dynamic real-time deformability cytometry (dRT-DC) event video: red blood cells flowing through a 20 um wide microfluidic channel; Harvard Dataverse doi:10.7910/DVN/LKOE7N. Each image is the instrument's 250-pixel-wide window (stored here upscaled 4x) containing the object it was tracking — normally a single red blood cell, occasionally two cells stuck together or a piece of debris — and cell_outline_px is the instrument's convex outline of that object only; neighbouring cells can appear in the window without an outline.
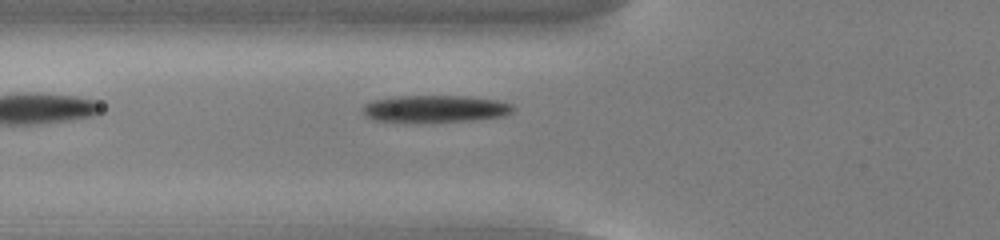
{"species": "common noctule bat (a hibernating species)", "species_latin": "Nyctalus noctula", "temperature_condition": "cold", "stored_images_in_passage": 36, "camera_frame_rate_fps": 3000, "um_per_image_px": 0.085, "animal": {"sex": "male", "body_mass_g": 13.0, "forearm_length_mm": 53.1}, "frame": {"image": 1, "passage_image": 2, "time_ms": 0.333, "image_size_px": [1000, 240], "cell_outline_px": [[516, 108], [512, 112], [504, 116], [472, 120], [372, 120], [364, 112], [364, 104], [376, 100], [400, 96], [468, 96], [496, 100], [512, 104]], "centroid_in_image_um": [37.09, 9.21], "position_along_channel_um": 88.7, "area_um2": 22.77}}
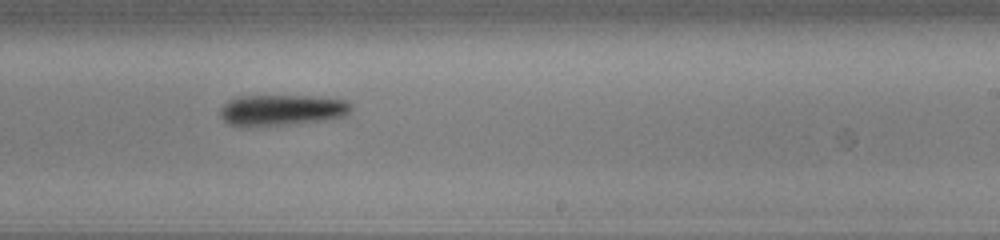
{"frame": {"image": 2, "passage_image": 16, "time_ms": 5.0, "image_size_px": [1000, 240], "cell_outline_px": [[352, 108], [344, 116], [332, 120], [288, 124], [240, 128], [228, 124], [220, 116], [220, 108], [228, 100], [236, 96], [312, 96], [344, 100], [352, 104]], "centroid_in_image_um": [23.91, 9.38], "position_along_channel_um": 265.1, "area_um2": 24.1}}
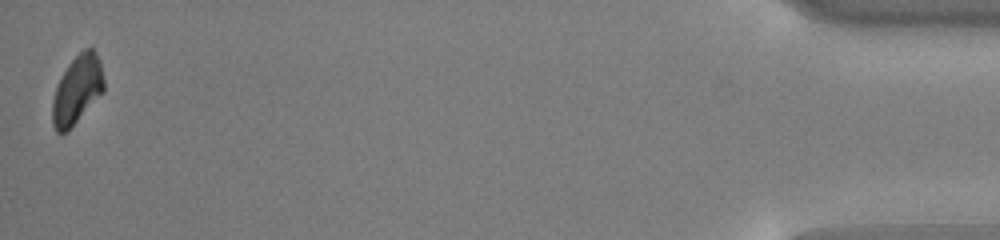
{"frame": {"image": 3, "passage_image": 36, "time_ms": 11.667, "image_size_px": [1000, 240], "cell_outline_px": [[104, 92], [68, 132], [56, 132], [52, 124], [52, 100], [60, 76], [68, 64], [84, 48], [92, 48], [96, 52], [100, 60], [104, 80]], "centroid_in_image_um": [6.56, 7.65], "position_along_channel_um": 428.6, "area_um2": 20.81}}